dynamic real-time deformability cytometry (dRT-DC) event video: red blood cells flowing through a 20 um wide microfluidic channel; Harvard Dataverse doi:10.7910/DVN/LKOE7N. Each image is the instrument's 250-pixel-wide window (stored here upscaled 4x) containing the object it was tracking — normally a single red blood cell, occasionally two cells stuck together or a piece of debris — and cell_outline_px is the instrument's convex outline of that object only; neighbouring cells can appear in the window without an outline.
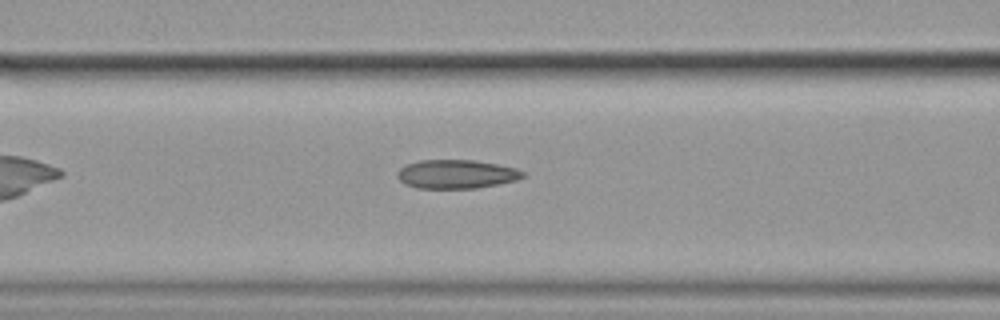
{"species": "common noctule bat (a hibernating species)", "species_latin": "Nyctalus noctula", "temperature_condition": "cold", "stored_images_in_passage": 4, "camera_frame_rate_fps": 3000, "um_per_image_px": 0.085, "animal": {"sex": "female", "body_mass_g": 19.9}, "frame": {"image": 1, "passage_image": 4, "time_ms": 1.0, "image_size_px": [1000, 320], "cell_outline_px": [[524, 176], [516, 180], [500, 184], [476, 188], [416, 188], [404, 184], [396, 176], [396, 172], [404, 164], [420, 160], [476, 160], [516, 168], [524, 172]], "centroid_in_image_um": [38.75, 14.8], "position_along_channel_um": 127.8, "area_um2": 21.21}}